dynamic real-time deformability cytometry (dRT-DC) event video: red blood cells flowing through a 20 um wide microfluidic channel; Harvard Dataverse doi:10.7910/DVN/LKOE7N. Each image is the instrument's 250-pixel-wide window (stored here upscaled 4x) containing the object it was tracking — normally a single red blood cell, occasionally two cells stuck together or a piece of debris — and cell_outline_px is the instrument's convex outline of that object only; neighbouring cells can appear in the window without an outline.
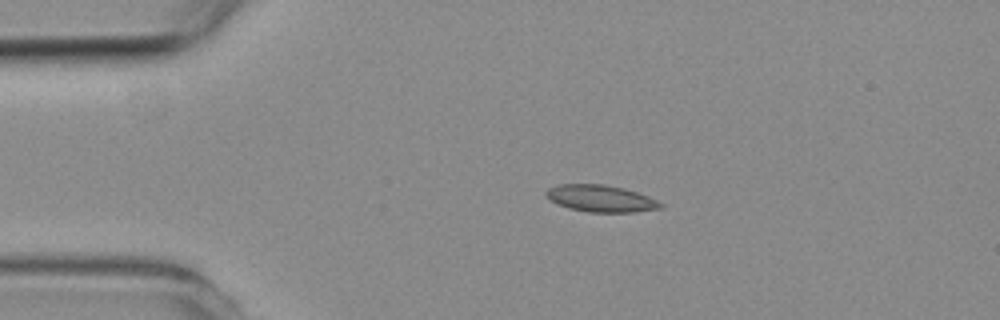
{"species": "common noctule bat (a hibernating species)", "species_latin": "Nyctalus noctula", "temperature_condition": "room temperature", "stored_images_in_passage": 3, "camera_frame_rate_fps": 3000, "um_per_image_px": 0.085, "animal": {"sex": "female", "body_mass_g": 19.3, "forearm_length_mm": 54.1}, "frame": {"image": 1, "passage_image": 2, "time_ms": 2.0, "image_size_px": [1000, 320], "cell_outline_px": [[664, 204], [660, 208], [632, 212], [588, 212], [568, 208], [552, 200], [544, 192], [548, 188], [556, 184], [604, 184], [624, 188], [648, 196]], "centroid_in_image_um": [51.06, 16.86], "position_along_channel_um": 33.9, "area_um2": 17.74}}